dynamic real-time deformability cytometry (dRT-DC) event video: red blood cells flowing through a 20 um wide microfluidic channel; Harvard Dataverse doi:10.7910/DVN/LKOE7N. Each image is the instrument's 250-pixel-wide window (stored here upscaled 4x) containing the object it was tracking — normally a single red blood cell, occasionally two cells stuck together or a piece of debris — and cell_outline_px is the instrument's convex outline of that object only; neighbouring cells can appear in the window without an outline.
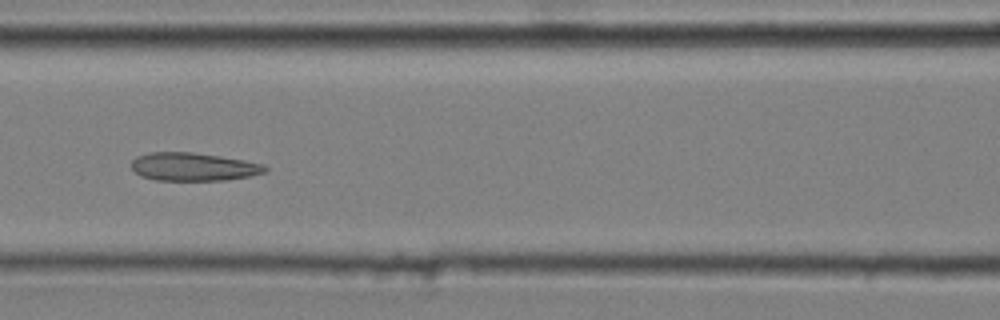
{"species": "common noctule bat (a hibernating species)", "species_latin": "Nyctalus noctula", "temperature_condition": "cold", "stored_images_in_passage": 8, "camera_frame_rate_fps": 3000, "um_per_image_px": 0.085, "animal": {"sex": "male", "body_mass_g": 20.4}, "frame": {"image": 1, "passage_image": 7, "time_ms": 2.0, "image_size_px": [1000, 320], "cell_outline_px": [[268, 168], [264, 172], [248, 176], [224, 180], [156, 180], [140, 176], [132, 168], [132, 160], [136, 156], [152, 152], [192, 152], [220, 156], [244, 160], [264, 164]], "centroid_in_image_um": [16.42, 14.17], "position_along_channel_um": 150.2, "area_um2": 21.79}}
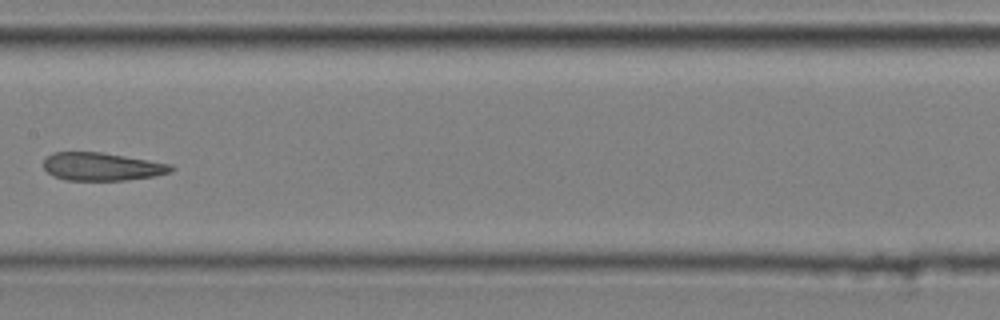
{"frame": {"image": 2, "passage_image": 8, "time_ms": 2.333, "image_size_px": [1000, 320], "cell_outline_px": [[176, 168], [172, 172], [156, 176], [128, 180], [64, 180], [52, 176], [44, 168], [44, 160], [48, 156], [56, 152], [100, 152], [172, 164]], "centroid_in_image_um": [8.7, 14.17], "position_along_channel_um": 198.7, "area_um2": 20.87}}